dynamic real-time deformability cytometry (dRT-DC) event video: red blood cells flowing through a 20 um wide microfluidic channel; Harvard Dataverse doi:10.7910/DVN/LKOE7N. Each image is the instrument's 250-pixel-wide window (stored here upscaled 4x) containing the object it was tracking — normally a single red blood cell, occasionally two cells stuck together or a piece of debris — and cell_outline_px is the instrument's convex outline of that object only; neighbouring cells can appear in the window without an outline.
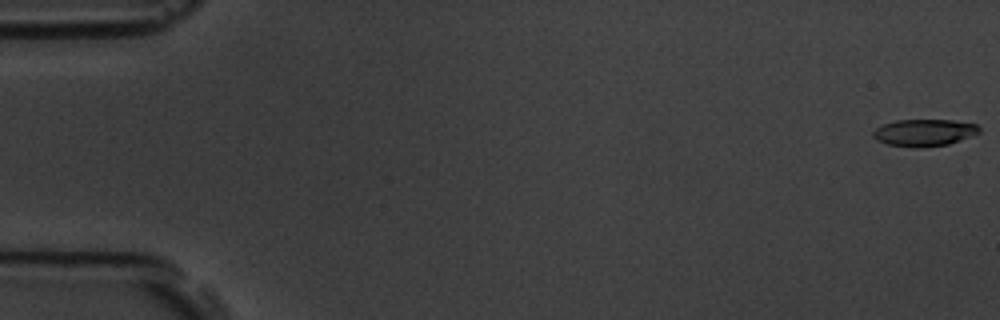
{"species": "common noctule bat (a hibernating species)", "species_latin": "Nyctalus noctula", "temperature_condition": "room temperature", "stored_images_in_passage": 10, "camera_frame_rate_fps": 3000, "um_per_image_px": 0.085, "animal": {"sex": "male", "body_mass_g": 19.5, "forearm_length_mm": 54.6}, "frame": {"image": 1, "passage_image": 1, "time_ms": 0.0, "image_size_px": [1000, 320], "cell_outline_px": [[980, 132], [948, 144], [916, 148], [912, 148], [888, 144], [876, 140], [872, 136], [872, 132], [876, 128], [884, 124], [896, 120], [952, 120], [976, 124], [980, 128]], "centroid_in_image_um": [78.52, 11.27], "position_along_channel_um": 6.5, "area_um2": 16.59}}
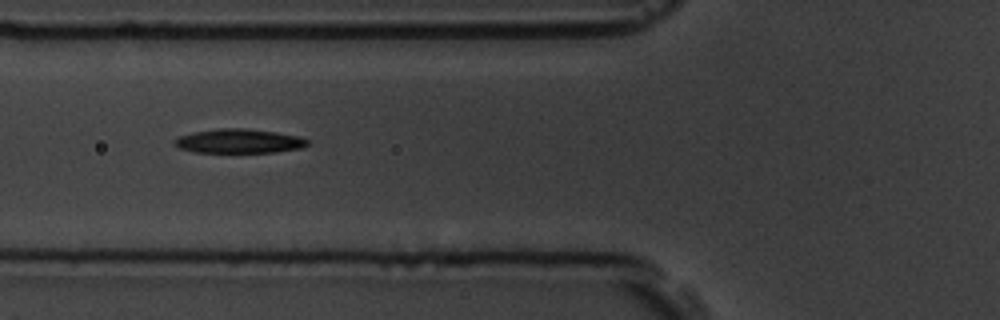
{"frame": {"image": 2, "passage_image": 6, "time_ms": 6.667, "image_size_px": [1000, 320], "cell_outline_px": [[308, 144], [304, 148], [276, 152], [196, 152], [180, 148], [172, 144], [172, 140], [180, 136], [192, 132], [220, 128], [248, 128], [276, 132], [300, 136], [308, 140]], "centroid_in_image_um": [20.33, 11.99], "position_along_channel_um": 105.5, "area_um2": 18.9}}
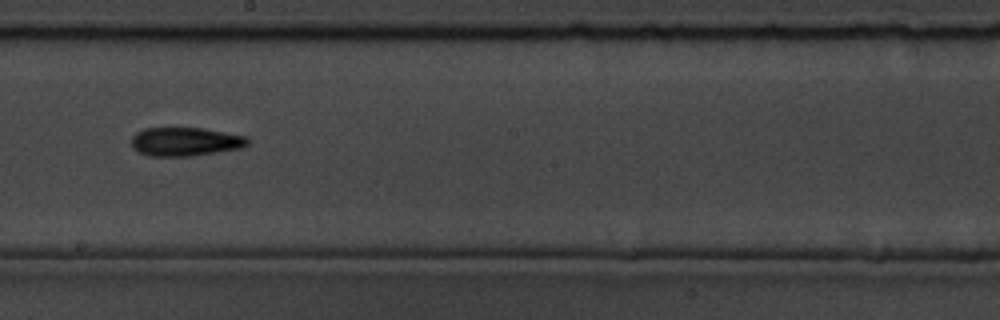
{"frame": {"image": 3, "passage_image": 9, "time_ms": 10.0, "image_size_px": [1000, 320], "cell_outline_px": [[248, 144], [244, 148], [192, 156], [148, 156], [132, 148], [132, 136], [136, 132], [144, 128], [204, 128], [244, 136], [248, 140]], "centroid_in_image_um": [15.74, 12.04], "position_along_channel_um": 232.5, "area_um2": 19.48}}